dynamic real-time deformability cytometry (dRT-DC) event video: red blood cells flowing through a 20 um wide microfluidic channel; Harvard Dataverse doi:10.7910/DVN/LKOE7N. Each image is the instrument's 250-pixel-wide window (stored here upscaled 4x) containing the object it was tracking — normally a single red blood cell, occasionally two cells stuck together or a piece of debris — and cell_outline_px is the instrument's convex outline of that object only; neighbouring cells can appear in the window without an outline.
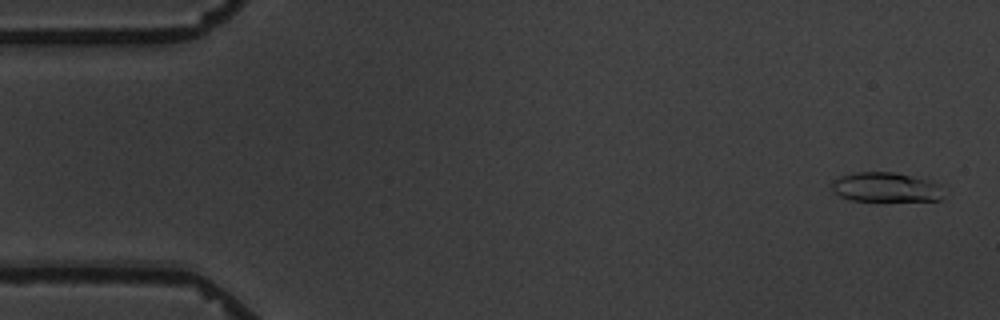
{"species": "common noctule bat (a hibernating species)", "species_latin": "Nyctalus noctula", "temperature_condition": "warm", "stored_images_in_passage": 4, "segment_of_instrument_passage": [2, 2], "camera_frame_rate_fps": 3000, "um_per_image_px": 0.085, "animal": {"sex": "male", "body_mass_g": 19.5, "forearm_length_mm": 54.6}, "frame": {"image": 1, "passage_image": 4, "time_ms": 4.667, "image_size_px": [1000, 320], "cell_outline_px": [[940, 200], [852, 200], [840, 196], [832, 192], [828, 184], [840, 176], [856, 172], [892, 172], [928, 180], [936, 184], [940, 196]], "centroid_in_image_um": [75.13, 15.9], "position_along_channel_um": 9.9, "area_um2": 18.73}}